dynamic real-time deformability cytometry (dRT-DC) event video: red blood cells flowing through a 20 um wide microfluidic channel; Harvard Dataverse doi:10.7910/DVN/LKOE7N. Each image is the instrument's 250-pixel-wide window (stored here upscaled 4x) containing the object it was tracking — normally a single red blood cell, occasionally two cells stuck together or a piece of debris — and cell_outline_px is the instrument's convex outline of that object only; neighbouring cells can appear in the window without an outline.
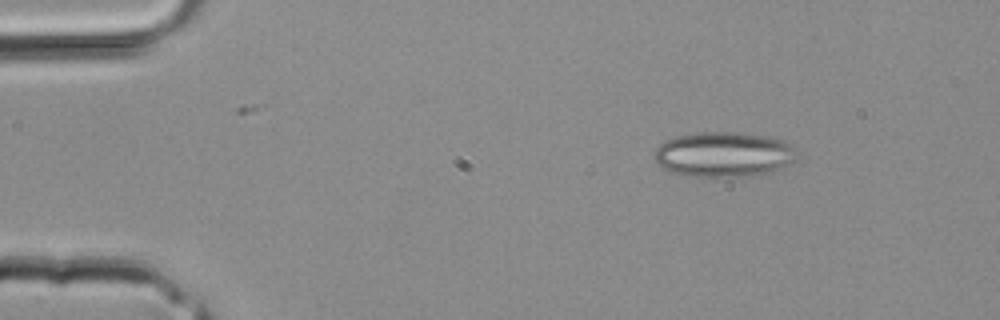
{"species": "common noctule bat (a hibernating species)", "species_latin": "Nyctalus noctula", "temperature_condition": "room temperature", "stored_images_in_passage": 2, "camera_frame_rate_fps": 3000, "um_per_image_px": 0.085, "animal": {"sex": "male", "body_mass_g": 20.4}, "frame": {"image": 1, "passage_image": 1, "time_ms": 0.0, "image_size_px": [1000, 320], "cell_outline_px": [[796, 152], [792, 160], [788, 164], [772, 172], [748, 176], [688, 176], [672, 172], [656, 164], [652, 156], [656, 148], [664, 140], [676, 136], [704, 132], [740, 132], [768, 136], [784, 140], [796, 144]], "centroid_in_image_um": [61.51, 13.11], "position_along_channel_um": 23.5, "area_um2": 37.74}}